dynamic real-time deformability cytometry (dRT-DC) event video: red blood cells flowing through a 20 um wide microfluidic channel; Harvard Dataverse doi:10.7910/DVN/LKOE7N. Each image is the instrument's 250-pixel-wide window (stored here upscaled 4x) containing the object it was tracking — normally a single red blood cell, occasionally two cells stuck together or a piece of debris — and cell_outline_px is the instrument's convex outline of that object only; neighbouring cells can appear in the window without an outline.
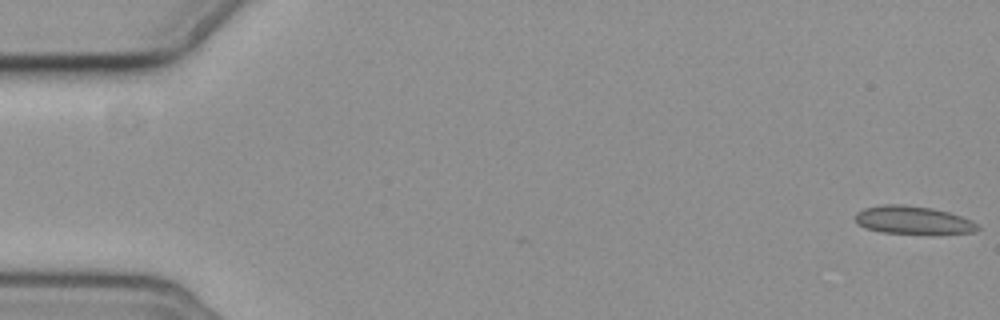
{"species": "common noctule bat (a hibernating species)", "species_latin": "Nyctalus noctula", "temperature_condition": "cold", "stored_images_in_passage": 5, "camera_frame_rate_fps": 3000, "um_per_image_px": 0.085, "animal": {"sex": "female", "body_mass_g": 19.3, "forearm_length_mm": 54.1}, "frame": {"image": 1, "passage_image": 1, "time_ms": 0.0, "image_size_px": [1000, 320], "cell_outline_px": [[980, 228], [972, 232], [932, 236], [880, 232], [864, 228], [856, 224], [852, 216], [856, 212], [864, 208], [880, 204], [904, 204], [932, 208], [948, 212], [972, 220]], "centroid_in_image_um": [77.56, 18.74], "position_along_channel_um": 7.4, "area_um2": 20.98}}
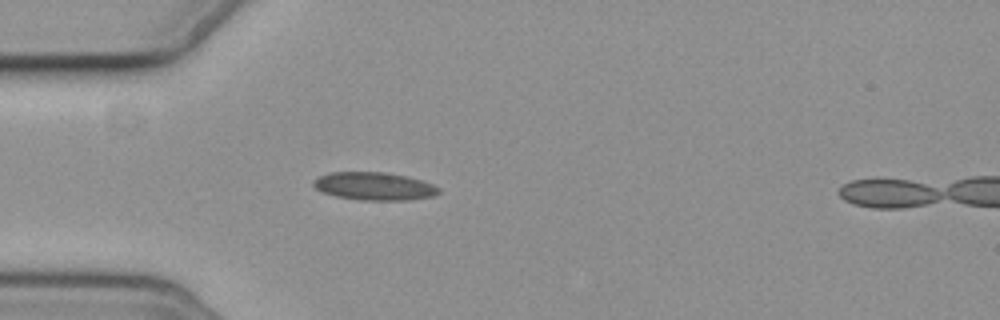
{"frame": {"image": 2, "passage_image": 5, "time_ms": 5.333, "image_size_px": [1000, 320], "cell_outline_px": [[440, 192], [432, 196], [408, 200], [360, 200], [336, 196], [320, 192], [312, 184], [312, 180], [328, 172], [388, 172], [408, 176], [432, 184], [440, 188]], "centroid_in_image_um": [31.78, 15.82], "position_along_channel_um": 53.2, "area_um2": 20.52}}